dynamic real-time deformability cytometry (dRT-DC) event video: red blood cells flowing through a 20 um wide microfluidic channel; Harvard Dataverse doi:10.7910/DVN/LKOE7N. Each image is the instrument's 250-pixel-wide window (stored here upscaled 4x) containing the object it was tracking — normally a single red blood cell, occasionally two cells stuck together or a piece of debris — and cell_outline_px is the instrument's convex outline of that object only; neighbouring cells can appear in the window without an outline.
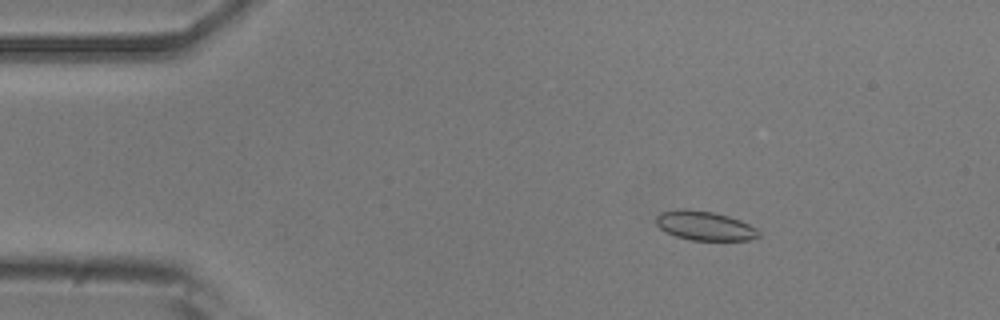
{"species": "common noctule bat (a hibernating species)", "species_latin": "Nyctalus noctula", "temperature_condition": "room temperature", "stored_images_in_passage": 53, "camera_frame_rate_fps": 3000, "um_per_image_px": 0.085, "animal": {"sex": "male", "body_mass_g": 20.5, "forearm_length_mm": 52.5}, "frame": {"image": 1, "passage_image": 8, "time_ms": 2.333, "image_size_px": [1000, 320], "cell_outline_px": [[760, 236], [748, 240], [692, 240], [676, 236], [660, 228], [656, 224], [656, 216], [660, 212], [684, 208], [712, 212], [728, 216], [740, 220], [756, 228], [760, 232]], "centroid_in_image_um": [59.9, 19.18], "position_along_channel_um": 25.1, "area_um2": 17.34}}
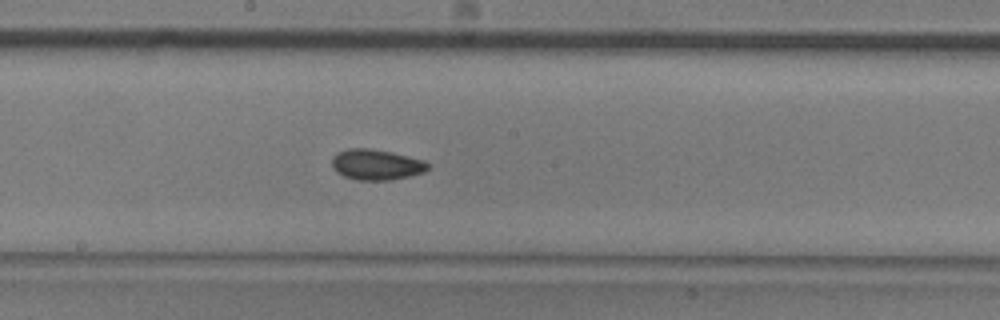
{"frame": {"image": 2, "passage_image": 28, "time_ms": 9.0, "image_size_px": [1000, 320], "cell_outline_px": [[428, 168], [424, 172], [392, 180], [356, 180], [344, 176], [336, 172], [332, 168], [332, 156], [336, 152], [348, 148], [368, 148], [392, 152], [424, 160], [428, 164]], "centroid_in_image_um": [31.94, 13.99], "position_along_channel_um": 216.3, "area_um2": 17.22}}
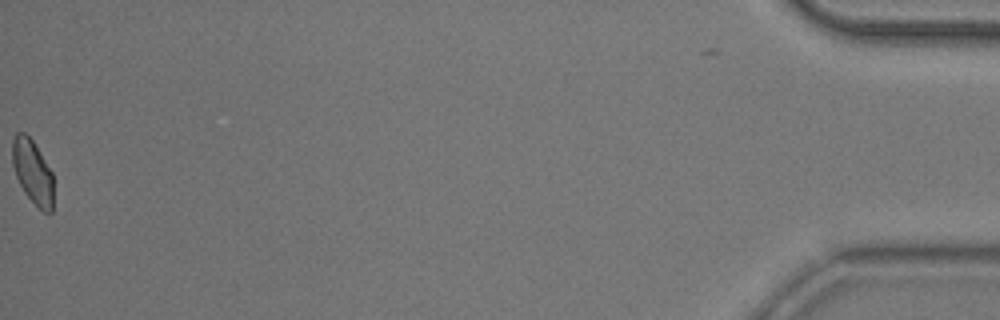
{"frame": {"image": 3, "passage_image": 53, "time_ms": 17.333, "image_size_px": [1000, 320], "cell_outline_px": [[52, 212], [44, 212], [24, 192], [16, 176], [12, 164], [12, 140], [16, 132], [24, 132], [32, 140], [52, 172]], "centroid_in_image_um": [2.74, 14.57], "position_along_channel_um": 432.5, "area_um2": 15.03}, "authors_computed_cell_mechanics": {"area_um2": 16.762, "velocity_mm_per_s": 3.8302, "shape_relaxation_time_tau1_ms": 5.1874, "shape_relaxation_time_tau2_ms": 1.7744, "deformation_change_tau1": 0.0807, "deformation_change_tau2": 0.0488}}